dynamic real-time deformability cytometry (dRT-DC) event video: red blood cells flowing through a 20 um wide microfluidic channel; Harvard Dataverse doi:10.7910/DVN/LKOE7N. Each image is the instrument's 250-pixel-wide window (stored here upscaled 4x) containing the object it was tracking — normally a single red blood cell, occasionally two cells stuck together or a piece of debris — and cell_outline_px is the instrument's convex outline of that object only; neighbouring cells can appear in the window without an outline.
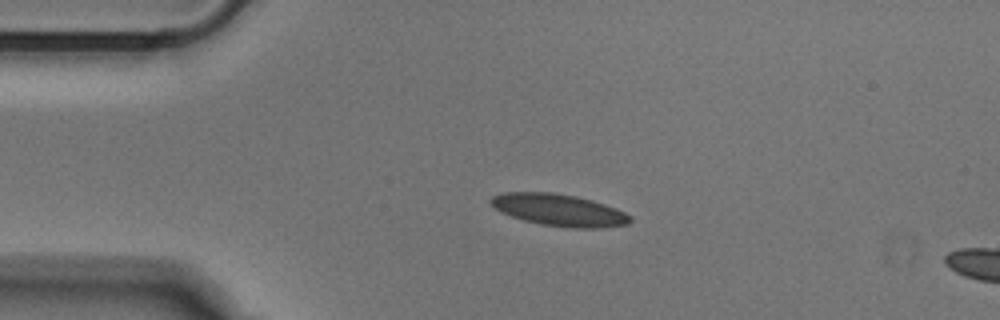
{"species": "Egyptian fruit bat (a non-hibernating species)", "species_latin": "Rousettus aegyptiacus", "temperature_condition": "cold", "stored_images_in_passage": 13, "camera_frame_rate_fps": 3000, "um_per_image_px": 0.085, "animal": {"sex": "male"}, "frame": {"image": 1, "passage_image": 10, "time_ms": 3.0, "image_size_px": [1000, 320], "cell_outline_px": [[632, 220], [628, 224], [600, 228], [568, 228], [540, 224], [524, 220], [500, 212], [488, 204], [488, 200], [492, 196], [504, 192], [552, 192], [576, 196], [592, 200], [616, 208], [632, 216]], "centroid_in_image_um": [47.49, 17.85], "position_along_channel_um": 37.5, "area_um2": 26.18}}